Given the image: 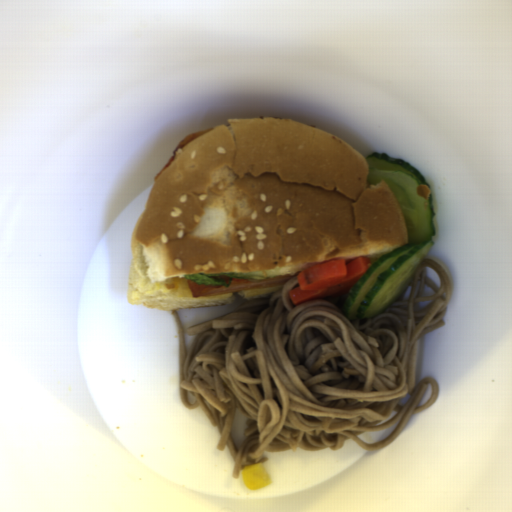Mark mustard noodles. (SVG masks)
<instances>
[{"mask_svg":"<svg viewBox=\"0 0 512 512\" xmlns=\"http://www.w3.org/2000/svg\"><path fill=\"white\" fill-rule=\"evenodd\" d=\"M427 266L440 275V289L426 277ZM426 285L434 296L422 297ZM297 287L294 276L268 298L187 328L193 337L188 349L180 314L171 309L179 337V400L188 410L200 407L217 428L216 450L227 448L236 480L247 466L266 463L267 453L334 451L347 441L382 449L439 396L437 378L417 382L416 358L421 340L446 326L453 275L443 261L427 253L393 306L364 320L346 318L348 294L294 305L290 290ZM423 301L430 303L419 309ZM429 383L433 396L418 407ZM186 391L195 403H188ZM406 393L411 396L402 406ZM237 409L247 417L240 445L231 438ZM398 421L381 442L356 437Z\"/></svg>","mask_w":512,"mask_h":512,"instance_id":"mustard-noodles-1","label":"mustard noodles"}]
</instances>
